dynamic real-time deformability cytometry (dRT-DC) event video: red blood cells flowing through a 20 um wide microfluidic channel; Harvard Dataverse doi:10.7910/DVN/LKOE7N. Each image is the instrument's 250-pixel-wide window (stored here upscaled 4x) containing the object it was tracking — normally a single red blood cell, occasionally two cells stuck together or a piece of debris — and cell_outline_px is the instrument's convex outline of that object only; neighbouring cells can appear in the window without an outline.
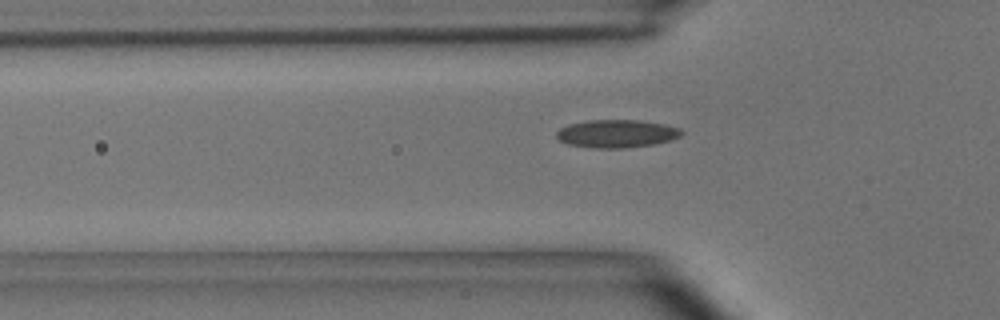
{"species": "common noctule bat (a hibernating species)", "species_latin": "Nyctalus noctula", "temperature_condition": "room temperature", "stored_images_in_passage": 36, "camera_frame_rate_fps": 3000, "um_per_image_px": 0.085, "animal": {"sex": "male", "body_mass_g": 15.6}, "frame": {"image": 1, "passage_image": 3, "time_ms": 0.667, "image_size_px": [1000, 320], "cell_outline_px": [[684, 132], [680, 136], [668, 140], [652, 144], [624, 148], [592, 148], [568, 144], [560, 140], [556, 136], [556, 132], [560, 128], [568, 124], [588, 120], [640, 120], [664, 124], [680, 128]], "centroid_in_image_um": [52.39, 11.35], "position_along_channel_um": 73.4, "area_um2": 20.29}}
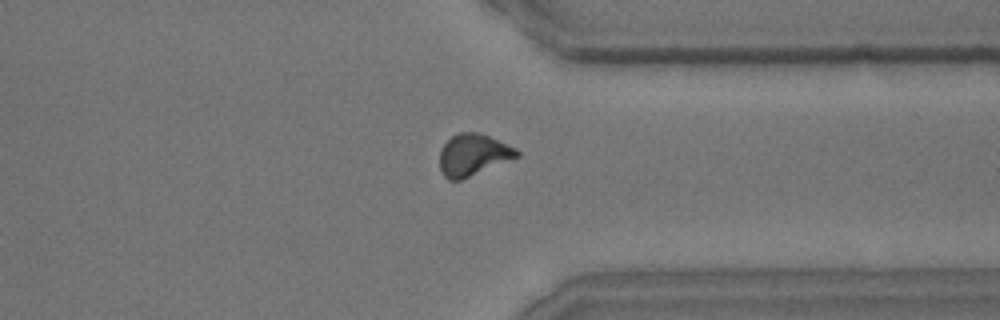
{"frame": {"image": 2, "passage_image": 25, "time_ms": 8.0, "image_size_px": [1000, 320], "cell_outline_px": [[520, 156], [460, 180], [448, 180], [440, 172], [440, 148], [452, 136], [460, 132], [480, 132], [516, 148], [520, 152]], "centroid_in_image_um": [40.2, 13.16], "position_along_channel_um": 371.2, "area_um2": 18.73}}
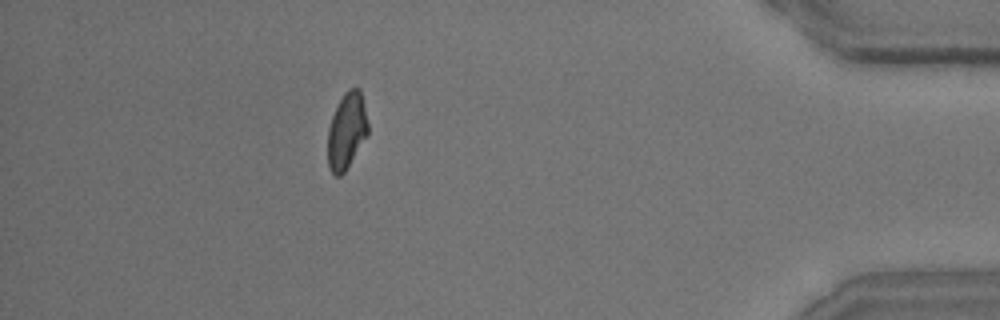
{"frame": {"image": 3, "passage_image": 31, "time_ms": 10.0, "image_size_px": [1000, 320], "cell_outline_px": [[368, 136], [344, 172], [340, 176], [336, 176], [328, 168], [328, 128], [332, 116], [344, 92], [348, 88], [360, 88], [364, 104], [368, 124]], "centroid_in_image_um": [29.48, 11.12], "position_along_channel_um": 405.7, "area_um2": 17.92}}